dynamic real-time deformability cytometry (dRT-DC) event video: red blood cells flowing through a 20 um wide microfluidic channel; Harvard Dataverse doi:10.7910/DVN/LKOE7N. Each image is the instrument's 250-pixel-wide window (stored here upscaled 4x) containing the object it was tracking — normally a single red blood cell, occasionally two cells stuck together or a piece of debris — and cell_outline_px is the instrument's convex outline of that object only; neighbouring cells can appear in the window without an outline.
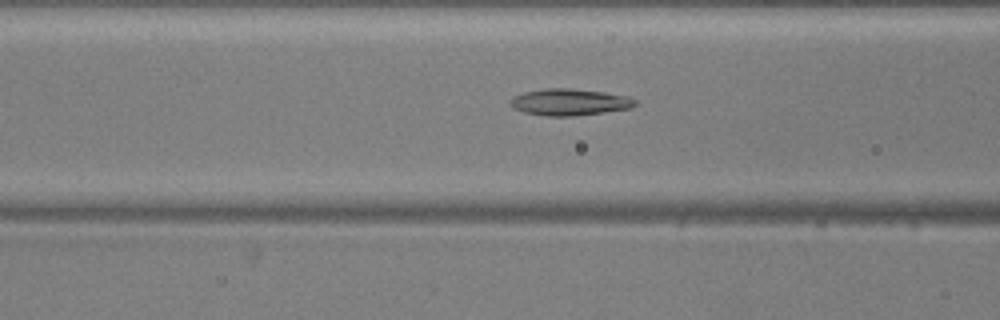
{"species": "common noctule bat (a hibernating species)", "species_latin": "Nyctalus noctula", "temperature_condition": "warm", "stored_images_in_passage": 46, "camera_frame_rate_fps": 3000, "um_per_image_px": 0.085, "animal": {"sex": "male", "body_mass_g": 20.5, "forearm_length_mm": 52.5}, "frame": {"image": 1, "passage_image": 14, "time_ms": 4.333, "image_size_px": [1000, 320], "cell_outline_px": [[640, 104], [632, 108], [604, 112], [572, 116], [544, 116], [524, 112], [512, 108], [508, 104], [508, 100], [524, 92], [548, 88], [568, 88], [604, 92], [628, 96], [636, 100]], "centroid_in_image_um": [48.42, 8.68], "position_along_channel_um": 118.2, "area_um2": 19.54}}
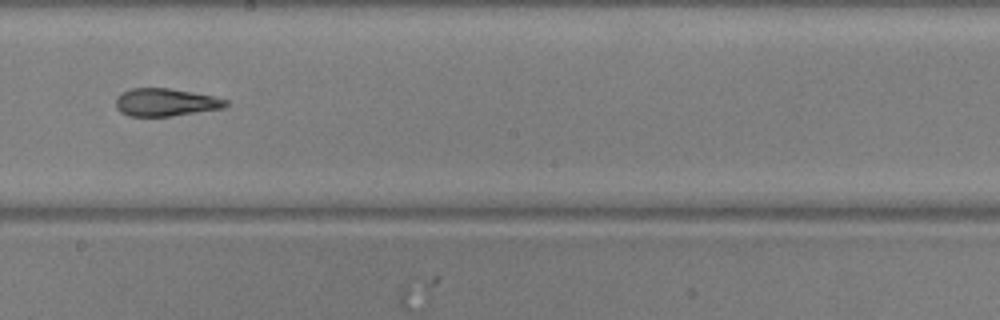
{"frame": {"image": 2, "passage_image": 23, "time_ms": 7.333, "image_size_px": [1000, 320], "cell_outline_px": [[228, 104], [224, 108], [172, 116], [128, 116], [120, 112], [116, 108], [116, 96], [132, 88], [172, 88], [212, 96], [228, 100]], "centroid_in_image_um": [14.07, 8.7], "position_along_channel_um": 234.1, "area_um2": 17.8}}
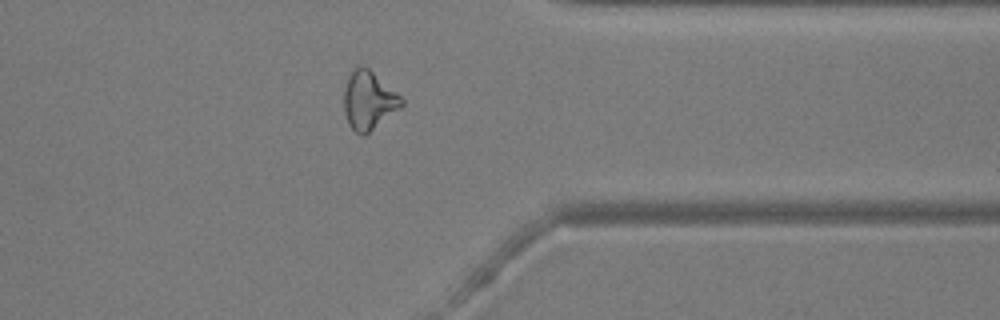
{"frame": {"image": 3, "passage_image": 35, "time_ms": 11.333, "image_size_px": [1000, 320], "cell_outline_px": [[404, 104], [400, 108], [364, 136], [360, 136], [348, 124], [344, 112], [344, 88], [348, 76], [360, 64], [368, 68], [396, 92], [404, 100]], "centroid_in_image_um": [31.32, 8.55], "position_along_channel_um": 380.1, "area_um2": 19.42}, "authors_computed_cell_mechanics": {"area_um2": 19.7098, "velocity_mm_per_s": 3.8517, "shape_relaxation_time_tau1_ms": null, "shape_relaxation_time_tau2_ms": 2.8519, "deformation_change_tau1": null, "deformation_change_tau2": 0.1245}}